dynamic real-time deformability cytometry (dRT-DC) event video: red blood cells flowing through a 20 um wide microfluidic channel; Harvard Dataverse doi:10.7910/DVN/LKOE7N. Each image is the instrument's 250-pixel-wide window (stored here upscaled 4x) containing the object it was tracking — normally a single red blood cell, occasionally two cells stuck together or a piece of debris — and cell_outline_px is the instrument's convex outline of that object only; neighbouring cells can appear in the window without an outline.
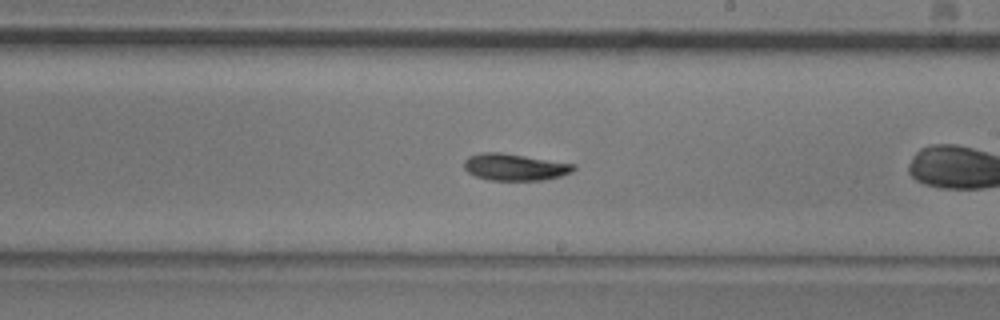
{"species": "common noctule bat (a hibernating species)", "species_latin": "Nyctalus noctula", "temperature_condition": "room temperature", "stored_images_in_passage": 40, "camera_frame_rate_fps": 3000, "um_per_image_px": 0.085, "animal": {"sex": "male", "body_mass_g": 20.5, "forearm_length_mm": 52.5}, "frame": {"image": 1, "passage_image": 18, "time_ms": 5.667, "image_size_px": [1000, 320], "cell_outline_px": [[576, 168], [572, 172], [560, 176], [544, 180], [488, 180], [476, 176], [468, 172], [464, 168], [464, 160], [468, 156], [480, 152], [500, 152], [576, 164]], "centroid_in_image_um": [43.75, 14.2], "position_along_channel_um": 245.3, "area_um2": 17.17}, "authors_computed_cell_mechanics": {"area_um2": 16.762, "velocity_mm_per_s": 3.6963, "shape_relaxation_time_tau1_ms": 4.9998, "shape_relaxation_time_tau2_ms": null, "deformation_change_tau1": 0.1454, "deformation_change_tau2": null}}